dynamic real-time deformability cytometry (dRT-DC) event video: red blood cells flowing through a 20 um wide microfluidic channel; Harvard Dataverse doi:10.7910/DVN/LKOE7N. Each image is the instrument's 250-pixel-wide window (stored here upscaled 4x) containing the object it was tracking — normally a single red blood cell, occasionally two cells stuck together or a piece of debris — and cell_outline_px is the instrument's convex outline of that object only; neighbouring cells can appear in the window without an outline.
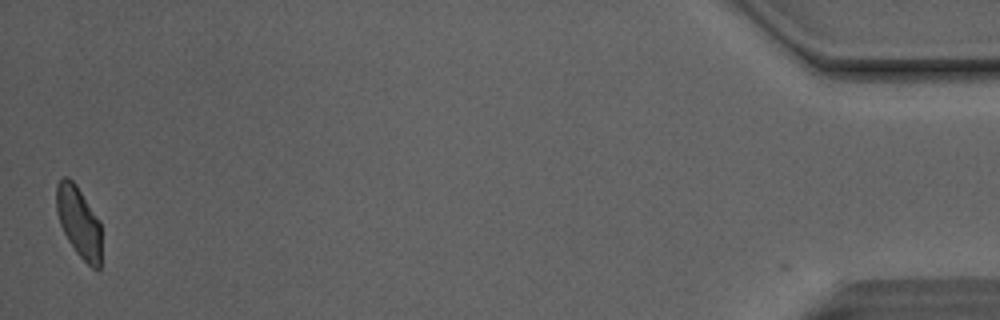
{"species": "Egyptian fruit bat (a non-hibernating species)", "species_latin": "Rousettus aegyptiacus", "temperature_condition": "room temperature", "stored_images_in_passage": 38, "camera_frame_rate_fps": 3000, "um_per_image_px": 0.085, "animal": {"sex": "male"}, "frame": {"image": 1, "passage_image": 38, "time_ms": 12.333, "image_size_px": [1000, 320], "cell_outline_px": [[100, 268], [92, 268], [76, 252], [68, 240], [60, 224], [56, 212], [56, 184], [64, 176], [68, 176], [76, 184], [100, 220]], "centroid_in_image_um": [6.68, 18.82], "position_along_channel_um": 428.5, "area_um2": 18.55}, "authors_computed_cell_mechanics": {"area_um2": 20.1722, "velocity_mm_per_s": 4.1119, "shape_relaxation_time_tau1_ms": 5.539, "shape_relaxation_time_tau2_ms": 1.6467, "deformation_change_tau1": 0.1319, "deformation_change_tau2": 0.0741}}